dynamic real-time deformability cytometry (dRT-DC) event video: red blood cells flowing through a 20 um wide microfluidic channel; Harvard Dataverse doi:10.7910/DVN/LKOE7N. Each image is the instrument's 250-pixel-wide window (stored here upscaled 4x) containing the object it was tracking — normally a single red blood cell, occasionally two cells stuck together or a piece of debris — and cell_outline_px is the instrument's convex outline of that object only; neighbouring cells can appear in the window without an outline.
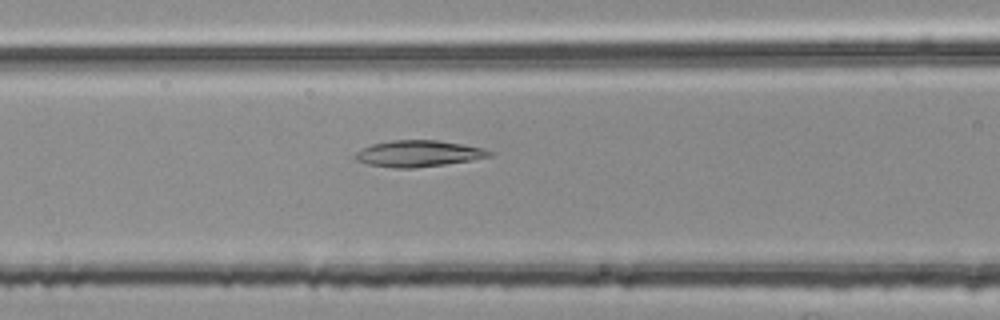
{"species": "common noctule bat (a hibernating species)", "species_latin": "Nyctalus noctula", "temperature_condition": "room temperature", "stored_images_in_passage": 52, "camera_frame_rate_fps": 3000, "um_per_image_px": 0.085, "animal": {"sex": "female", "body_mass_g": 25.1}, "frame": {"image": 1, "passage_image": 20, "time_ms": 6.333, "image_size_px": [1000, 320], "cell_outline_px": [[496, 152], [492, 156], [472, 160], [444, 164], [412, 168], [396, 168], [368, 164], [356, 160], [356, 152], [360, 148], [372, 144], [392, 140], [436, 140], [484, 148]], "centroid_in_image_um": [35.59, 13.05], "position_along_channel_um": 131.0, "area_um2": 20.52}}
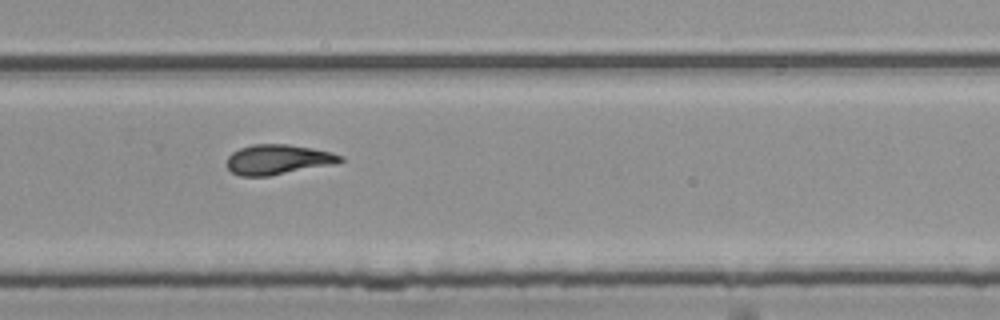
{"frame": {"image": 2, "passage_image": 34, "time_ms": 11.0, "image_size_px": [1000, 320], "cell_outline_px": [[344, 160], [336, 164], [268, 176], [240, 176], [232, 172], [228, 168], [228, 156], [232, 152], [240, 148], [252, 144], [288, 144], [312, 148], [332, 152], [344, 156]], "centroid_in_image_um": [23.66, 13.55], "position_along_channel_um": 306.1, "area_um2": 19.88}}
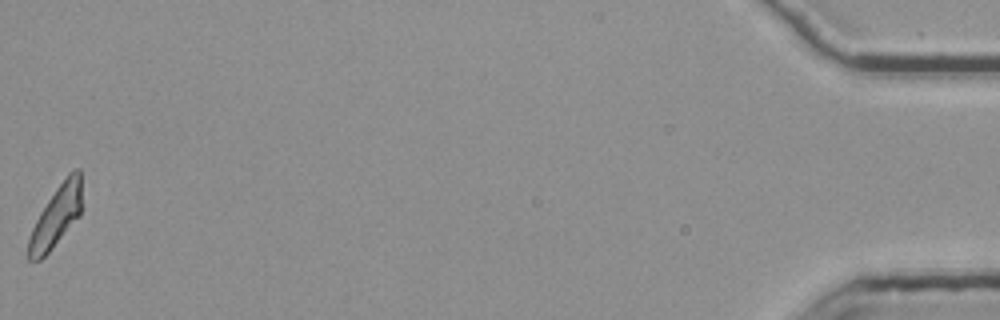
{"frame": {"image": 3, "passage_image": 52, "time_ms": 17.0, "image_size_px": [1000, 320], "cell_outline_px": [[80, 216], [48, 252], [40, 260], [28, 260], [28, 236], [40, 212], [56, 188], [68, 172], [76, 168], [80, 168]], "centroid_in_image_um": [4.75, 18.39], "position_along_channel_um": 430.4, "area_um2": 18.61}, "authors_computed_cell_mechanics": {"area_um2": 19.941, "velocity_mm_per_s": 3.7671, "shape_relaxation_time_tau1_ms": null, "shape_relaxation_time_tau2_ms": 3.2518, "deformation_change_tau1": null, "deformation_change_tau2": 0.1172}}